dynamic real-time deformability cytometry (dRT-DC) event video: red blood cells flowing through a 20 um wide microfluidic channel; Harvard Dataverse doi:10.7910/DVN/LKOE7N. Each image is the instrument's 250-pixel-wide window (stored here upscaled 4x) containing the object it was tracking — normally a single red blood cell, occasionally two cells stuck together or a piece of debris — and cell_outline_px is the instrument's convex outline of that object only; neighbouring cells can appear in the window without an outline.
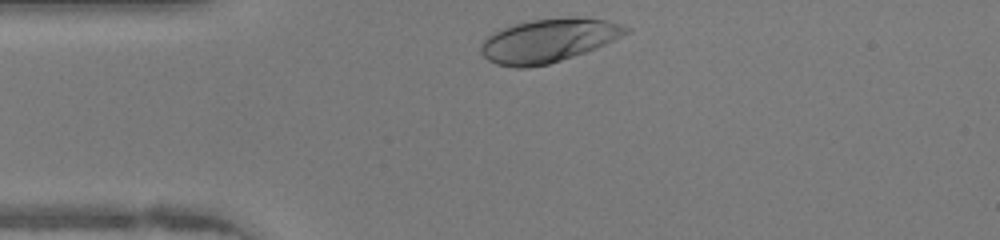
{"species": "human", "species_latin": "Homo sapiens", "temperature_condition": "warm", "stored_images_in_passage": 28, "camera_frame_rate_fps": 3000, "um_per_image_px": 0.085, "donor": {"sex": "female"}, "frame": {"image": 1, "passage_image": 1, "time_ms": 0.0, "image_size_px": [1000, 240], "cell_outline_px": [[632, 32], [596, 48], [548, 64], [528, 68], [516, 68], [496, 64], [488, 60], [480, 52], [480, 44], [492, 32], [512, 24], [532, 20], [568, 16], [572, 16], [604, 20], [620, 24], [632, 28]], "centroid_in_image_um": [46.61, 3.43], "position_along_channel_um": 38.4, "area_um2": 36.99}}
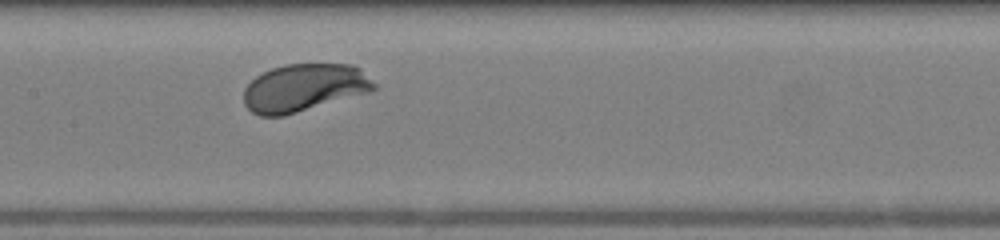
{"frame": {"image": 2, "passage_image": 13, "time_ms": 4.0, "image_size_px": [1000, 240], "cell_outline_px": [[376, 88], [372, 92], [284, 116], [260, 116], [252, 112], [244, 104], [244, 88], [256, 76], [272, 68], [288, 64], [352, 64], [360, 68], [376, 84]], "centroid_in_image_um": [25.87, 7.47], "position_along_channel_um": 181.5, "area_um2": 36.41}}
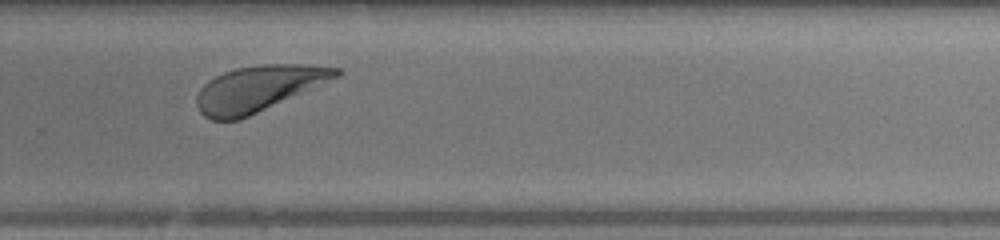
{"frame": {"image": 3, "passage_image": 22, "time_ms": 7.0, "image_size_px": [1000, 240], "cell_outline_px": [[344, 72], [340, 76], [240, 120], [212, 120], [204, 116], [200, 112], [196, 104], [196, 96], [200, 88], [208, 80], [224, 72], [236, 68], [260, 64], [308, 64], [340, 68]], "centroid_in_image_um": [21.96, 7.52], "position_along_channel_um": 307.8, "area_um2": 37.17}, "authors_computed_cell_mechanics": {"area_um2": 36.2406, "velocity_mm_per_s": 4.2365, "shape_relaxation_time_tau1_ms": 0.9875, "shape_relaxation_time_tau2_ms": 5.4224, "deformation_change_tau1": 0.1346, "deformation_change_tau2": 0.1525}}